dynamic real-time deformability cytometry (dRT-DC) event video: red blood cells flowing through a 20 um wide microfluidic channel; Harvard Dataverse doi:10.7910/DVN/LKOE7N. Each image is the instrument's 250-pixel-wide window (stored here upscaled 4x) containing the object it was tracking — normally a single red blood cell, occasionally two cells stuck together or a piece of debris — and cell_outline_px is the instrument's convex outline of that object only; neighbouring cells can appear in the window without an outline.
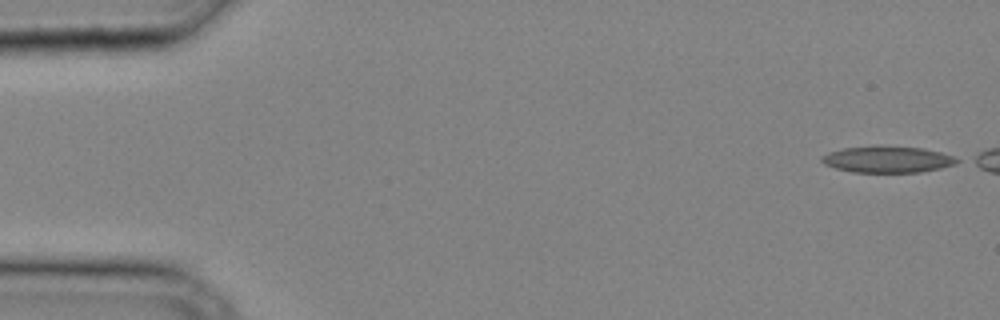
{"species": "common noctule bat (a hibernating species)", "species_latin": "Nyctalus noctula", "temperature_condition": "cold", "stored_images_in_passage": 5, "camera_frame_rate_fps": 3000, "um_per_image_px": 0.085, "animal": {"sex": "male", "body_mass_g": 20.4}, "frame": {"image": 1, "passage_image": 1, "time_ms": 0.0, "image_size_px": [1000, 320], "cell_outline_px": [[960, 160], [956, 164], [940, 168], [920, 172], [852, 172], [836, 168], [824, 164], [820, 160], [820, 156], [828, 152], [844, 148], [872, 144], [880, 144], [924, 148], [940, 152], [952, 156]], "centroid_in_image_um": [75.4, 13.52], "position_along_channel_um": 9.6, "area_um2": 21.33}}